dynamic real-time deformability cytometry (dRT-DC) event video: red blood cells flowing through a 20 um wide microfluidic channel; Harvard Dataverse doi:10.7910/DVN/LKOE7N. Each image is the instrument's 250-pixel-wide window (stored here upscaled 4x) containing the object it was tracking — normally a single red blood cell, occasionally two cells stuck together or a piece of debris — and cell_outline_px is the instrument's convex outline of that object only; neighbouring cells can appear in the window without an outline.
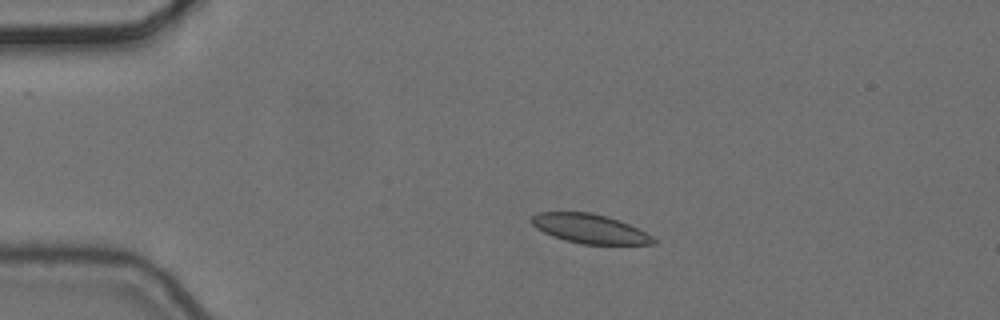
{"species": "common noctule bat (a hibernating species)", "species_latin": "Nyctalus noctula", "temperature_condition": "cold", "stored_images_in_passage": 13, "camera_frame_rate_fps": 3000, "um_per_image_px": 0.085, "animal": {"sex": "female", "body_mass_g": 24.6, "forearm_length_mm": 56.2}, "frame": {"image": 1, "passage_image": 3, "time_ms": 0.667, "image_size_px": [1000, 320], "cell_outline_px": [[656, 244], [580, 244], [564, 240], [552, 236], [536, 228], [528, 220], [536, 212], [588, 212], [604, 216], [628, 224], [652, 236], [656, 240]], "centroid_in_image_um": [50.06, 19.44], "position_along_channel_um": 34.9, "area_um2": 20.58}}
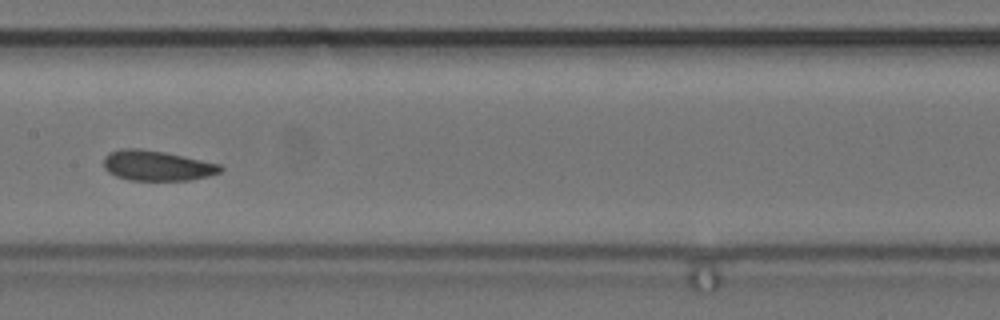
{"frame": {"image": 2, "passage_image": 7, "time_ms": 2.0, "image_size_px": [1000, 320], "cell_outline_px": [[224, 168], [220, 172], [208, 176], [188, 180], [128, 180], [116, 176], [108, 172], [104, 168], [104, 156], [108, 152], [120, 148], [140, 148], [164, 152], [184, 156], [220, 164]], "centroid_in_image_um": [13.31, 14.07], "position_along_channel_um": 194.1, "area_um2": 20.63}}
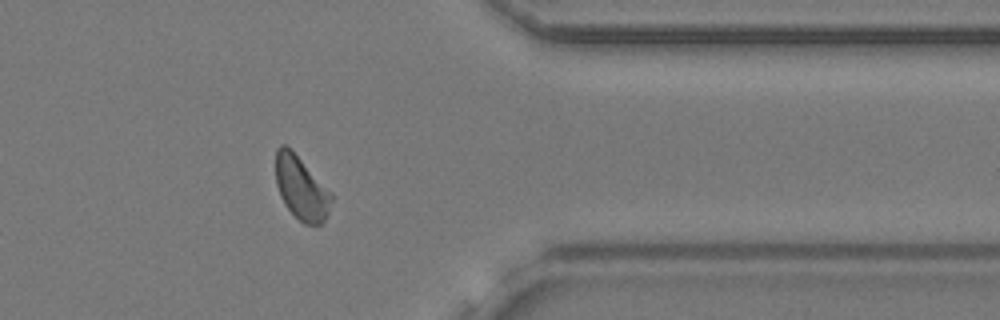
{"frame": {"image": 3, "passage_image": 12, "time_ms": 3.667, "image_size_px": [1000, 320], "cell_outline_px": [[332, 200], [324, 224], [304, 224], [284, 204], [280, 196], [276, 184], [276, 148], [280, 144], [284, 144], [332, 192]], "centroid_in_image_um": [25.61, 16.02], "position_along_channel_um": 385.8, "area_um2": 20.17}}